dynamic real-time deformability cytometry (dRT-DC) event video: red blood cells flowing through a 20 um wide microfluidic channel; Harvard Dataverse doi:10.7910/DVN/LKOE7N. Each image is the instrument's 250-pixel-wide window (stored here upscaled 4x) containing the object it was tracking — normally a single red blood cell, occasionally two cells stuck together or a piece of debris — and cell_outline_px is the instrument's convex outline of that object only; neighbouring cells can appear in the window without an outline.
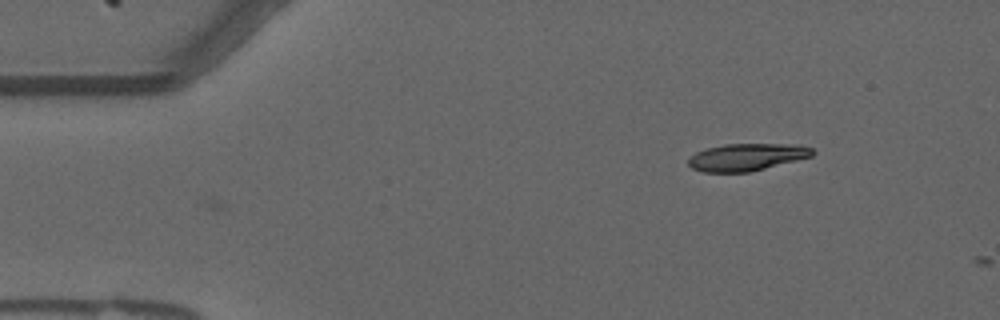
{"species": "common noctule bat (a hibernating species)", "species_latin": "Nyctalus noctula", "temperature_condition": "warm", "stored_images_in_passage": 12, "camera_frame_rate_fps": 3000, "um_per_image_px": 0.085, "animal": {"sex": "male", "forearm_length_mm": 52.5}, "frame": {"image": 1, "passage_image": 12, "time_ms": 3.667, "image_size_px": [1000, 320], "cell_outline_px": [[816, 152], [812, 156], [748, 172], [704, 172], [692, 168], [688, 164], [688, 160], [696, 152], [704, 148], [724, 144], [800, 144], [812, 148]], "centroid_in_image_um": [63.47, 13.34], "position_along_channel_um": 21.5, "area_um2": 19.65}}